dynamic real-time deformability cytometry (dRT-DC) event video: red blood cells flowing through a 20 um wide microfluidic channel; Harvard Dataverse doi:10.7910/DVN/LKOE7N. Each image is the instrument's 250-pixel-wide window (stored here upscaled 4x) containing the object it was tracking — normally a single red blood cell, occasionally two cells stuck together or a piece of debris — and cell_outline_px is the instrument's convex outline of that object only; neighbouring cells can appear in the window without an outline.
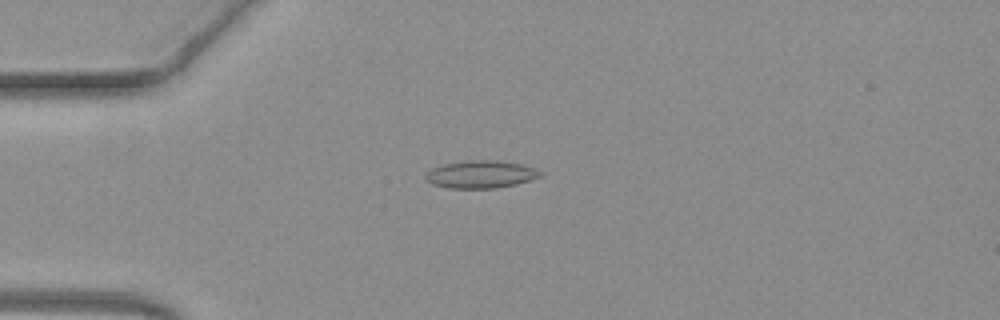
{"species": "common noctule bat (a hibernating species)", "species_latin": "Nyctalus noctula", "temperature_condition": "warm", "stored_images_in_passage": 51, "camera_frame_rate_fps": 3000, "um_per_image_px": 0.085, "animal": {"sex": "female", "body_mass_g": 19.3, "forearm_length_mm": 54.1}, "frame": {"image": 1, "passage_image": 14, "time_ms": 4.333, "image_size_px": [1000, 320], "cell_outline_px": [[544, 176], [516, 184], [496, 188], [448, 188], [432, 184], [424, 180], [424, 176], [432, 168], [444, 164], [468, 160], [496, 160], [520, 164], [544, 172]], "centroid_in_image_um": [40.87, 14.82], "position_along_channel_um": 44.1, "area_um2": 18.5}}
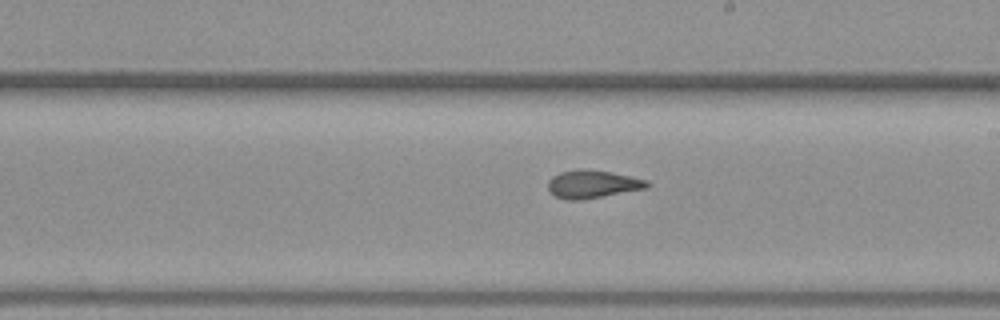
{"frame": {"image": 2, "passage_image": 30, "time_ms": 9.667, "image_size_px": [1000, 320], "cell_outline_px": [[652, 184], [648, 188], [580, 200], [564, 200], [556, 196], [548, 188], [548, 180], [552, 176], [560, 172], [576, 168], [580, 168], [608, 172], [648, 180]], "centroid_in_image_um": [50.36, 15.65], "position_along_channel_um": 238.6, "area_um2": 16.13}}
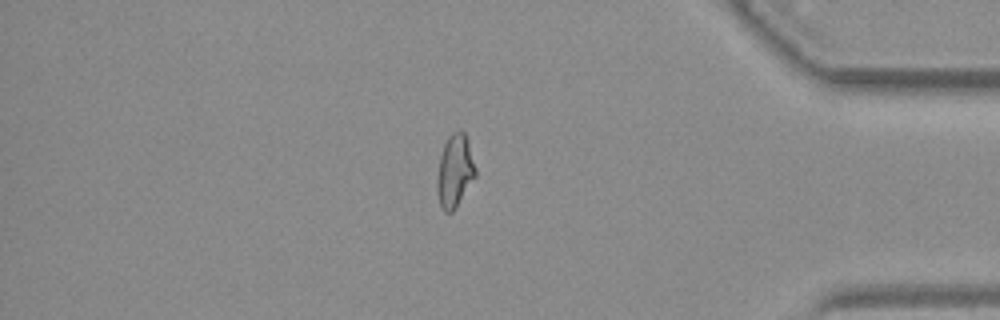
{"frame": {"image": 3, "passage_image": 44, "time_ms": 14.333, "image_size_px": [1000, 320], "cell_outline_px": [[476, 176], [456, 208], [452, 212], [444, 212], [440, 204], [436, 188], [436, 180], [440, 156], [444, 144], [448, 136], [452, 132], [460, 128], [464, 132], [468, 140], [476, 168]], "centroid_in_image_um": [38.66, 14.51], "position_along_channel_um": 396.5, "area_um2": 16.53}, "authors_computed_cell_mechanics": {"area_um2": 16.3574, "velocity_mm_per_s": 4.0624, "shape_relaxation_time_tau1_ms": null, "shape_relaxation_time_tau2_ms": 2.3413, "deformation_change_tau1": null, "deformation_change_tau2": 0.1073}}